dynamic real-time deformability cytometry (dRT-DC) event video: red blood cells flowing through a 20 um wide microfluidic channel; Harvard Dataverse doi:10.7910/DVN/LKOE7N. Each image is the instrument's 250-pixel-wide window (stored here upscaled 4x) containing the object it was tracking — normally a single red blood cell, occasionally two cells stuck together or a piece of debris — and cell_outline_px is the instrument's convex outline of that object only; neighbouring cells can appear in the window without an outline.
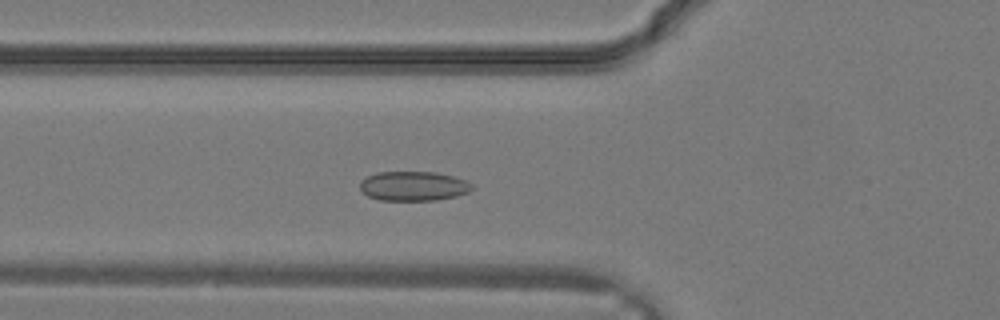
{"species": "common noctule bat (a hibernating species)", "species_latin": "Nyctalus noctula", "temperature_condition": "warm", "stored_images_in_passage": 20, "camera_frame_rate_fps": 3000, "um_per_image_px": 0.085, "animal": {"sex": "male", "body_mass_g": 19.2, "forearm_length_mm": 51.8}, "frame": {"image": 1, "passage_image": 5, "time_ms": 1.333, "image_size_px": [1000, 320], "cell_outline_px": [[472, 188], [468, 192], [456, 196], [436, 200], [380, 200], [368, 196], [360, 192], [360, 180], [376, 172], [436, 172], [452, 176], [464, 180], [472, 184]], "centroid_in_image_um": [35.1, 15.81], "position_along_channel_um": 90.7, "area_um2": 19.25}}
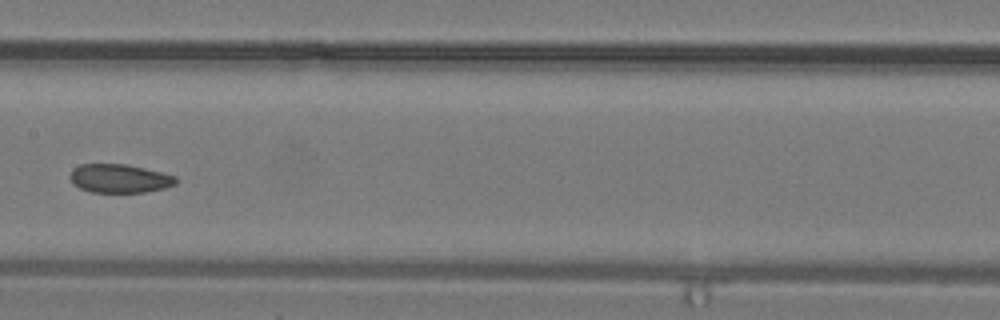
{"frame": {"image": 2, "passage_image": 10, "time_ms": 3.0, "image_size_px": [1000, 320], "cell_outline_px": [[180, 180], [176, 184], [164, 188], [144, 192], [92, 192], [80, 188], [72, 184], [68, 176], [72, 168], [80, 164], [124, 164], [144, 168], [176, 176]], "centroid_in_image_um": [10.13, 15.17], "position_along_channel_um": 197.3, "area_um2": 17.8}}
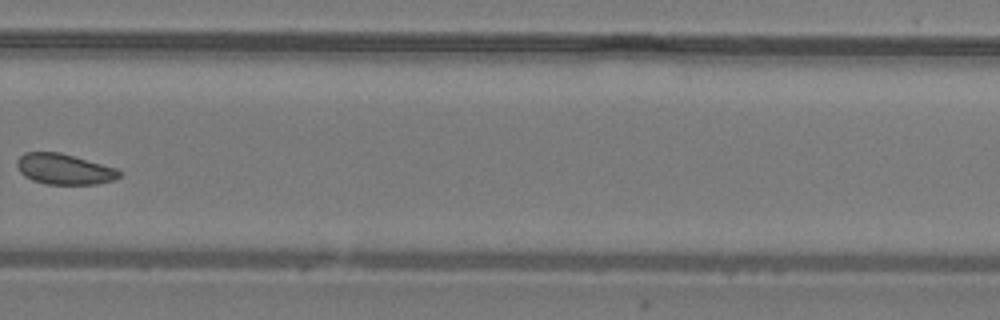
{"frame": {"image": 3, "passage_image": 16, "time_ms": 5.0, "image_size_px": [1000, 320], "cell_outline_px": [[120, 176], [112, 180], [96, 184], [44, 184], [32, 180], [24, 176], [20, 172], [16, 164], [16, 160], [24, 152], [60, 152], [116, 168], [120, 172]], "centroid_in_image_um": [5.41, 14.37], "position_along_channel_um": 324.4, "area_um2": 18.21}}